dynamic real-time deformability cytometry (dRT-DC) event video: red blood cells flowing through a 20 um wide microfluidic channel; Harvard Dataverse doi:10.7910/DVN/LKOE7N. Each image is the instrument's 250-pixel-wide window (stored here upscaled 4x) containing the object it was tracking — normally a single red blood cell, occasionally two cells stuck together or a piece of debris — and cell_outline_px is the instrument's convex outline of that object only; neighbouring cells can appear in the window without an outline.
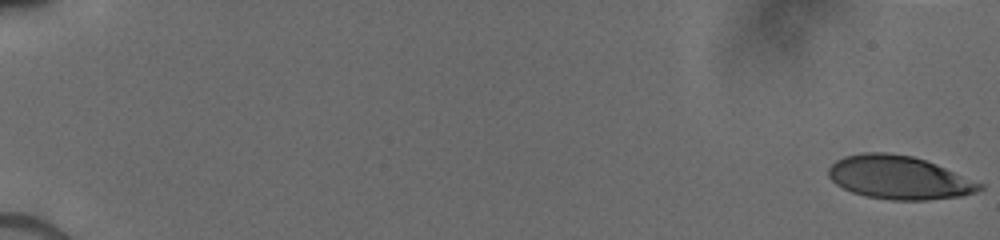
{"species": "human", "species_latin": "Homo sapiens", "temperature_condition": "cold", "stored_images_in_passage": 43, "camera_frame_rate_fps": 3000, "um_per_image_px": 0.085, "donor": {"sex": "male"}, "frame": {"image": 1, "passage_image": 1, "time_ms": 0.0, "image_size_px": [1000, 240], "cell_outline_px": [[984, 188], [976, 192], [960, 196], [924, 200], [892, 200], [868, 196], [852, 192], [836, 184], [828, 176], [828, 168], [836, 160], [844, 156], [864, 152], [884, 152], [912, 156], [936, 164], [984, 184]], "centroid_in_image_um": [76.41, 15.08], "position_along_channel_um": 8.6, "area_um2": 37.97}}
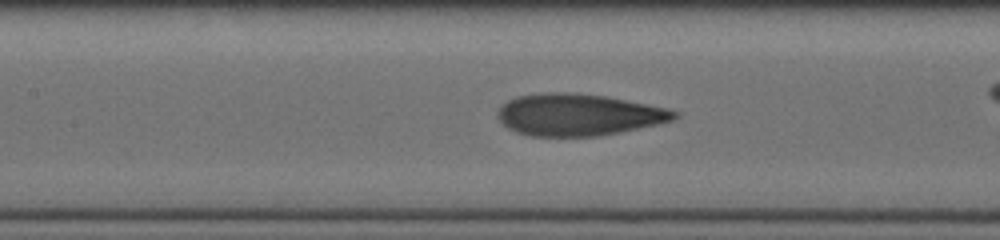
{"frame": {"image": 2, "passage_image": 28, "time_ms": 8.667, "image_size_px": [1000, 240], "cell_outline_px": [[680, 116], [672, 120], [656, 124], [596, 136], [532, 136], [516, 132], [508, 128], [496, 116], [496, 112], [500, 104], [516, 96], [544, 92], [568, 92], [604, 96], [668, 108], [680, 112]], "centroid_in_image_um": [49.11, 9.74], "position_along_channel_um": 158.3, "area_um2": 42.95}}
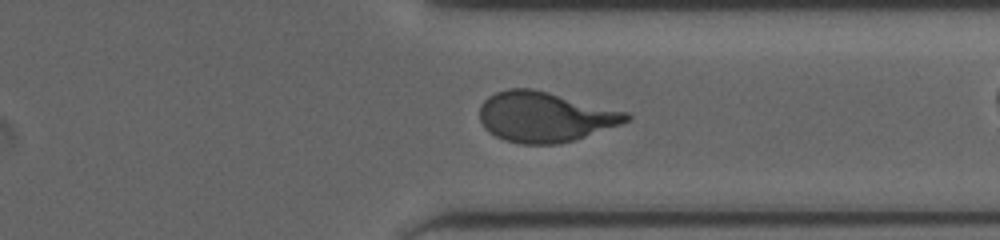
{"frame": {"image": 3, "passage_image": 42, "time_ms": 13.667, "image_size_px": [1000, 240], "cell_outline_px": [[632, 120], [572, 140], [556, 144], [520, 144], [504, 140], [488, 132], [484, 128], [480, 120], [480, 104], [488, 96], [496, 92], [508, 88], [532, 88], [628, 112], [632, 116]], "centroid_in_image_um": [46.28, 9.93], "position_along_channel_um": 365.1, "area_um2": 42.77}}